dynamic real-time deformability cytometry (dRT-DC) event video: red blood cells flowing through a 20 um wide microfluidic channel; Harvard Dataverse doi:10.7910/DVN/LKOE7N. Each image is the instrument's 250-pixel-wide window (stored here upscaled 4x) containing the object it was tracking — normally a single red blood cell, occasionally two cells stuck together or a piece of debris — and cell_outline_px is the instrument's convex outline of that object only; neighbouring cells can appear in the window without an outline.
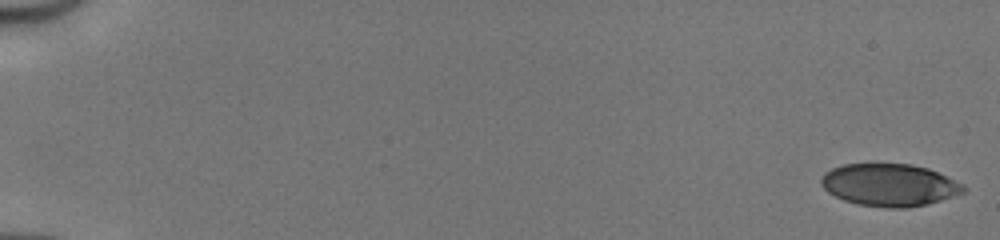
{"species": "human", "species_latin": "Homo sapiens", "temperature_condition": "cold", "stored_images_in_passage": 50, "camera_frame_rate_fps": 3000, "um_per_image_px": 0.085, "donor": {"sex": "male"}, "frame": {"image": 1, "passage_image": 1, "time_ms": 0.0, "image_size_px": [1000, 240], "cell_outline_px": [[964, 192], [940, 200], [908, 208], [888, 208], [856, 204], [844, 200], [828, 192], [820, 184], [820, 176], [824, 172], [832, 168], [844, 164], [872, 160], [912, 164], [928, 168], [964, 184]], "centroid_in_image_um": [75.53, 15.66], "position_along_channel_um": 9.5, "area_um2": 36.07}}
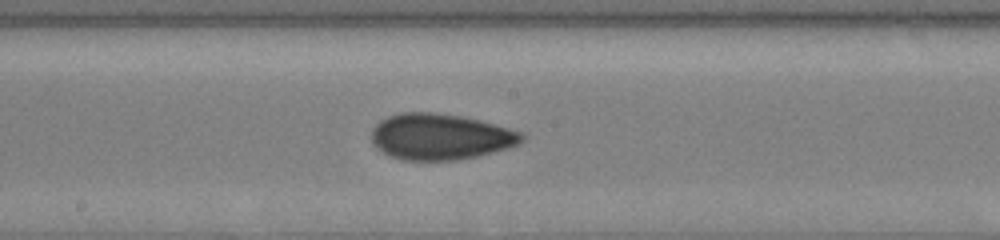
{"frame": {"image": 2, "passage_image": 29, "time_ms": 9.333, "image_size_px": [1000, 240], "cell_outline_px": [[524, 140], [520, 144], [508, 148], [476, 156], [456, 160], [404, 160], [392, 156], [376, 148], [372, 140], [372, 128], [380, 120], [388, 116], [400, 112], [436, 112], [464, 116], [480, 120], [524, 132]], "centroid_in_image_um": [37.45, 11.6], "position_along_channel_um": 210.7, "area_um2": 40.52}}
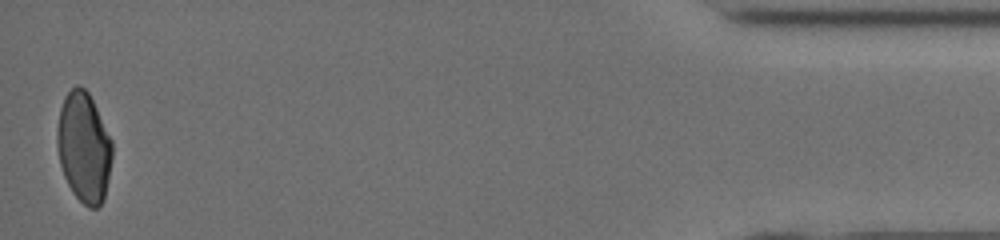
{"frame": {"image": 3, "passage_image": 50, "time_ms": 16.333, "image_size_px": [1000, 240], "cell_outline_px": [[112, 156], [104, 200], [96, 208], [88, 208], [72, 192], [64, 176], [60, 164], [56, 144], [56, 132], [60, 108], [64, 96], [76, 84], [80, 84], [88, 92], [112, 140]], "centroid_in_image_um": [7.11, 12.51], "position_along_channel_um": 428.1, "area_um2": 35.37}, "authors_computed_cell_mechanics": {"area_um2": 37.8012, "velocity_mm_per_s": 4.1774, "shape_relaxation_time_tau1_ms": 5.7138, "shape_relaxation_time_tau2_ms": 1.8534, "deformation_change_tau1": 0.1507, "deformation_change_tau2": 0.0712}}